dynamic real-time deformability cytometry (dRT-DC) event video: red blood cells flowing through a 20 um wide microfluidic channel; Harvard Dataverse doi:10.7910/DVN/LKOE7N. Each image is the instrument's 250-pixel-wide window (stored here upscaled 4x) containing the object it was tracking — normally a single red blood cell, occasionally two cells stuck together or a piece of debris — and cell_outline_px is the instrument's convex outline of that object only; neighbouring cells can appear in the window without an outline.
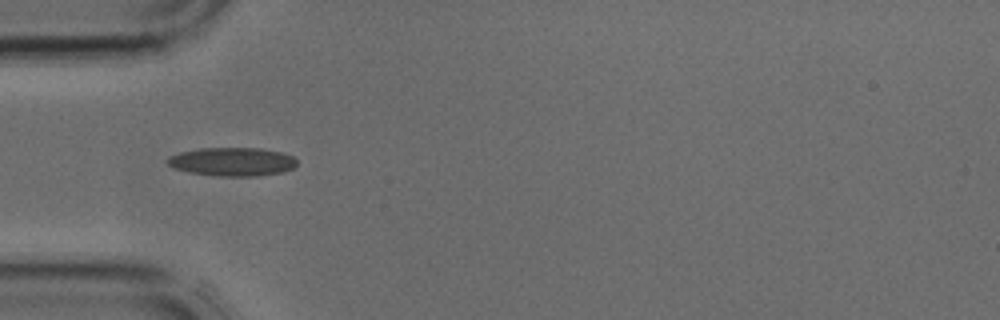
{"species": "common noctule bat (a hibernating species)", "species_latin": "Nyctalus noctula", "temperature_condition": "cold", "stored_images_in_passage": 3, "camera_frame_rate_fps": 3000, "um_per_image_px": 0.085, "animal": {"sex": "male", "body_mass_g": 17.9, "forearm_length_mm": 54.2}, "frame": {"image": 1, "passage_image": 3, "time_ms": 0.667, "image_size_px": [1000, 320], "cell_outline_px": [[296, 164], [292, 168], [284, 172], [256, 176], [220, 176], [188, 172], [172, 168], [168, 164], [168, 156], [180, 152], [200, 148], [260, 148], [280, 152], [292, 156], [296, 160]], "centroid_in_image_um": [19.72, 13.75], "position_along_channel_um": 65.3, "area_um2": 21.5}}